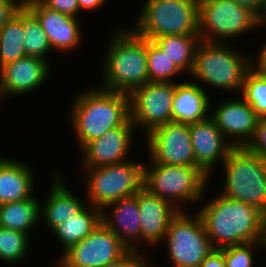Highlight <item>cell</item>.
Wrapping results in <instances>:
<instances>
[{
    "instance_id": "cell-26",
    "label": "cell",
    "mask_w": 266,
    "mask_h": 267,
    "mask_svg": "<svg viewBox=\"0 0 266 267\" xmlns=\"http://www.w3.org/2000/svg\"><path fill=\"white\" fill-rule=\"evenodd\" d=\"M182 72L191 73L199 35H169L153 39Z\"/></svg>"
},
{
    "instance_id": "cell-38",
    "label": "cell",
    "mask_w": 266,
    "mask_h": 267,
    "mask_svg": "<svg viewBox=\"0 0 266 267\" xmlns=\"http://www.w3.org/2000/svg\"><path fill=\"white\" fill-rule=\"evenodd\" d=\"M258 54V58L256 57L255 61L252 58L251 67L266 79V42Z\"/></svg>"
},
{
    "instance_id": "cell-29",
    "label": "cell",
    "mask_w": 266,
    "mask_h": 267,
    "mask_svg": "<svg viewBox=\"0 0 266 267\" xmlns=\"http://www.w3.org/2000/svg\"><path fill=\"white\" fill-rule=\"evenodd\" d=\"M147 67L149 82L172 83L174 82L173 77L182 72L153 40L148 39Z\"/></svg>"
},
{
    "instance_id": "cell-13",
    "label": "cell",
    "mask_w": 266,
    "mask_h": 267,
    "mask_svg": "<svg viewBox=\"0 0 266 267\" xmlns=\"http://www.w3.org/2000/svg\"><path fill=\"white\" fill-rule=\"evenodd\" d=\"M145 135L149 159L154 163L196 166L190 125L172 121Z\"/></svg>"
},
{
    "instance_id": "cell-18",
    "label": "cell",
    "mask_w": 266,
    "mask_h": 267,
    "mask_svg": "<svg viewBox=\"0 0 266 267\" xmlns=\"http://www.w3.org/2000/svg\"><path fill=\"white\" fill-rule=\"evenodd\" d=\"M40 21L51 44L52 51H70L81 41L82 31L78 18L45 6L40 0H27L25 5Z\"/></svg>"
},
{
    "instance_id": "cell-40",
    "label": "cell",
    "mask_w": 266,
    "mask_h": 267,
    "mask_svg": "<svg viewBox=\"0 0 266 267\" xmlns=\"http://www.w3.org/2000/svg\"><path fill=\"white\" fill-rule=\"evenodd\" d=\"M106 0H78L79 9L81 10H97L104 5Z\"/></svg>"
},
{
    "instance_id": "cell-7",
    "label": "cell",
    "mask_w": 266,
    "mask_h": 267,
    "mask_svg": "<svg viewBox=\"0 0 266 267\" xmlns=\"http://www.w3.org/2000/svg\"><path fill=\"white\" fill-rule=\"evenodd\" d=\"M149 161V165L144 164L143 187L151 194L174 203L179 210H183L179 207L181 202L184 204L202 201L211 177H208L199 167Z\"/></svg>"
},
{
    "instance_id": "cell-37",
    "label": "cell",
    "mask_w": 266,
    "mask_h": 267,
    "mask_svg": "<svg viewBox=\"0 0 266 267\" xmlns=\"http://www.w3.org/2000/svg\"><path fill=\"white\" fill-rule=\"evenodd\" d=\"M199 267H227L224 254L219 249H214Z\"/></svg>"
},
{
    "instance_id": "cell-31",
    "label": "cell",
    "mask_w": 266,
    "mask_h": 267,
    "mask_svg": "<svg viewBox=\"0 0 266 267\" xmlns=\"http://www.w3.org/2000/svg\"><path fill=\"white\" fill-rule=\"evenodd\" d=\"M29 235L0 227V260L15 263L23 260L29 249Z\"/></svg>"
},
{
    "instance_id": "cell-24",
    "label": "cell",
    "mask_w": 266,
    "mask_h": 267,
    "mask_svg": "<svg viewBox=\"0 0 266 267\" xmlns=\"http://www.w3.org/2000/svg\"><path fill=\"white\" fill-rule=\"evenodd\" d=\"M101 217L102 211L100 209L87 204L77 216H72L56 226L52 233L62 244V254L71 246L85 239L101 222Z\"/></svg>"
},
{
    "instance_id": "cell-22",
    "label": "cell",
    "mask_w": 266,
    "mask_h": 267,
    "mask_svg": "<svg viewBox=\"0 0 266 267\" xmlns=\"http://www.w3.org/2000/svg\"><path fill=\"white\" fill-rule=\"evenodd\" d=\"M208 93L195 82H175L172 121L194 124L210 117Z\"/></svg>"
},
{
    "instance_id": "cell-19",
    "label": "cell",
    "mask_w": 266,
    "mask_h": 267,
    "mask_svg": "<svg viewBox=\"0 0 266 267\" xmlns=\"http://www.w3.org/2000/svg\"><path fill=\"white\" fill-rule=\"evenodd\" d=\"M140 213L141 241L159 245L164 241L172 218L180 211L171 202L151 194L142 187L136 194Z\"/></svg>"
},
{
    "instance_id": "cell-15",
    "label": "cell",
    "mask_w": 266,
    "mask_h": 267,
    "mask_svg": "<svg viewBox=\"0 0 266 267\" xmlns=\"http://www.w3.org/2000/svg\"><path fill=\"white\" fill-rule=\"evenodd\" d=\"M220 103L210 117L225 139L228 136L227 139L233 140V147H246L254 136L260 118L242 97Z\"/></svg>"
},
{
    "instance_id": "cell-21",
    "label": "cell",
    "mask_w": 266,
    "mask_h": 267,
    "mask_svg": "<svg viewBox=\"0 0 266 267\" xmlns=\"http://www.w3.org/2000/svg\"><path fill=\"white\" fill-rule=\"evenodd\" d=\"M61 178L55 169L49 196L44 204H40V221L43 219L51 231L70 217L77 216L88 204L75 196Z\"/></svg>"
},
{
    "instance_id": "cell-32",
    "label": "cell",
    "mask_w": 266,
    "mask_h": 267,
    "mask_svg": "<svg viewBox=\"0 0 266 267\" xmlns=\"http://www.w3.org/2000/svg\"><path fill=\"white\" fill-rule=\"evenodd\" d=\"M266 248V242H249L219 249L224 254L227 267H253L254 248Z\"/></svg>"
},
{
    "instance_id": "cell-1",
    "label": "cell",
    "mask_w": 266,
    "mask_h": 267,
    "mask_svg": "<svg viewBox=\"0 0 266 267\" xmlns=\"http://www.w3.org/2000/svg\"><path fill=\"white\" fill-rule=\"evenodd\" d=\"M199 209L214 249L266 242V215L253 205L219 193Z\"/></svg>"
},
{
    "instance_id": "cell-27",
    "label": "cell",
    "mask_w": 266,
    "mask_h": 267,
    "mask_svg": "<svg viewBox=\"0 0 266 267\" xmlns=\"http://www.w3.org/2000/svg\"><path fill=\"white\" fill-rule=\"evenodd\" d=\"M25 56L21 7L0 29V68Z\"/></svg>"
},
{
    "instance_id": "cell-34",
    "label": "cell",
    "mask_w": 266,
    "mask_h": 267,
    "mask_svg": "<svg viewBox=\"0 0 266 267\" xmlns=\"http://www.w3.org/2000/svg\"><path fill=\"white\" fill-rule=\"evenodd\" d=\"M140 251L129 250L123 257L120 259L107 264L103 267H148L146 256ZM147 262V263H146Z\"/></svg>"
},
{
    "instance_id": "cell-20",
    "label": "cell",
    "mask_w": 266,
    "mask_h": 267,
    "mask_svg": "<svg viewBox=\"0 0 266 267\" xmlns=\"http://www.w3.org/2000/svg\"><path fill=\"white\" fill-rule=\"evenodd\" d=\"M110 207H113L111 208L112 216L108 217L110 215L102 211L101 221L130 250H140L135 244L136 241L141 240L140 213L136 194L121 198L107 206V208Z\"/></svg>"
},
{
    "instance_id": "cell-33",
    "label": "cell",
    "mask_w": 266,
    "mask_h": 267,
    "mask_svg": "<svg viewBox=\"0 0 266 267\" xmlns=\"http://www.w3.org/2000/svg\"><path fill=\"white\" fill-rule=\"evenodd\" d=\"M246 148L266 160V122L260 118L252 140Z\"/></svg>"
},
{
    "instance_id": "cell-3",
    "label": "cell",
    "mask_w": 266,
    "mask_h": 267,
    "mask_svg": "<svg viewBox=\"0 0 266 267\" xmlns=\"http://www.w3.org/2000/svg\"><path fill=\"white\" fill-rule=\"evenodd\" d=\"M117 29L107 46L102 68L104 84L100 88L130 94L135 88L149 82L147 39L138 36L130 28Z\"/></svg>"
},
{
    "instance_id": "cell-36",
    "label": "cell",
    "mask_w": 266,
    "mask_h": 267,
    "mask_svg": "<svg viewBox=\"0 0 266 267\" xmlns=\"http://www.w3.org/2000/svg\"><path fill=\"white\" fill-rule=\"evenodd\" d=\"M19 9L20 7L13 0H0V29Z\"/></svg>"
},
{
    "instance_id": "cell-2",
    "label": "cell",
    "mask_w": 266,
    "mask_h": 267,
    "mask_svg": "<svg viewBox=\"0 0 266 267\" xmlns=\"http://www.w3.org/2000/svg\"><path fill=\"white\" fill-rule=\"evenodd\" d=\"M70 122L80 150L108 130L123 125L130 118V98L124 92L102 88L86 89L73 101Z\"/></svg>"
},
{
    "instance_id": "cell-5",
    "label": "cell",
    "mask_w": 266,
    "mask_h": 267,
    "mask_svg": "<svg viewBox=\"0 0 266 267\" xmlns=\"http://www.w3.org/2000/svg\"><path fill=\"white\" fill-rule=\"evenodd\" d=\"M131 29L148 40L199 35V0H147Z\"/></svg>"
},
{
    "instance_id": "cell-6",
    "label": "cell",
    "mask_w": 266,
    "mask_h": 267,
    "mask_svg": "<svg viewBox=\"0 0 266 267\" xmlns=\"http://www.w3.org/2000/svg\"><path fill=\"white\" fill-rule=\"evenodd\" d=\"M224 196L255 206L266 215V160L246 147H233L223 161Z\"/></svg>"
},
{
    "instance_id": "cell-35",
    "label": "cell",
    "mask_w": 266,
    "mask_h": 267,
    "mask_svg": "<svg viewBox=\"0 0 266 267\" xmlns=\"http://www.w3.org/2000/svg\"><path fill=\"white\" fill-rule=\"evenodd\" d=\"M48 8L67 14L73 17H78L80 14L78 0H40Z\"/></svg>"
},
{
    "instance_id": "cell-23",
    "label": "cell",
    "mask_w": 266,
    "mask_h": 267,
    "mask_svg": "<svg viewBox=\"0 0 266 267\" xmlns=\"http://www.w3.org/2000/svg\"><path fill=\"white\" fill-rule=\"evenodd\" d=\"M33 169L26 163L0 158V205L33 197Z\"/></svg>"
},
{
    "instance_id": "cell-4",
    "label": "cell",
    "mask_w": 266,
    "mask_h": 267,
    "mask_svg": "<svg viewBox=\"0 0 266 267\" xmlns=\"http://www.w3.org/2000/svg\"><path fill=\"white\" fill-rule=\"evenodd\" d=\"M233 48L228 42L200 41L190 76L215 88L240 94L252 57Z\"/></svg>"
},
{
    "instance_id": "cell-42",
    "label": "cell",
    "mask_w": 266,
    "mask_h": 267,
    "mask_svg": "<svg viewBox=\"0 0 266 267\" xmlns=\"http://www.w3.org/2000/svg\"><path fill=\"white\" fill-rule=\"evenodd\" d=\"M20 8L24 7L27 3V0H13Z\"/></svg>"
},
{
    "instance_id": "cell-28",
    "label": "cell",
    "mask_w": 266,
    "mask_h": 267,
    "mask_svg": "<svg viewBox=\"0 0 266 267\" xmlns=\"http://www.w3.org/2000/svg\"><path fill=\"white\" fill-rule=\"evenodd\" d=\"M22 22L26 56L48 61L47 56L52 52L50 41L38 18L26 6L22 7Z\"/></svg>"
},
{
    "instance_id": "cell-17",
    "label": "cell",
    "mask_w": 266,
    "mask_h": 267,
    "mask_svg": "<svg viewBox=\"0 0 266 267\" xmlns=\"http://www.w3.org/2000/svg\"><path fill=\"white\" fill-rule=\"evenodd\" d=\"M190 133L196 166L210 177L214 166L223 163L233 148L231 141L225 139L211 117L191 124Z\"/></svg>"
},
{
    "instance_id": "cell-14",
    "label": "cell",
    "mask_w": 266,
    "mask_h": 267,
    "mask_svg": "<svg viewBox=\"0 0 266 267\" xmlns=\"http://www.w3.org/2000/svg\"><path fill=\"white\" fill-rule=\"evenodd\" d=\"M135 125L129 118L123 125L112 128L101 137L87 143L81 152L83 156L82 169L96 168L128 160L131 149V140Z\"/></svg>"
},
{
    "instance_id": "cell-30",
    "label": "cell",
    "mask_w": 266,
    "mask_h": 267,
    "mask_svg": "<svg viewBox=\"0 0 266 267\" xmlns=\"http://www.w3.org/2000/svg\"><path fill=\"white\" fill-rule=\"evenodd\" d=\"M240 94L259 118L266 115V79L252 67L245 74Z\"/></svg>"
},
{
    "instance_id": "cell-25",
    "label": "cell",
    "mask_w": 266,
    "mask_h": 267,
    "mask_svg": "<svg viewBox=\"0 0 266 267\" xmlns=\"http://www.w3.org/2000/svg\"><path fill=\"white\" fill-rule=\"evenodd\" d=\"M40 200L35 196L0 205V227L29 235L40 220Z\"/></svg>"
},
{
    "instance_id": "cell-12",
    "label": "cell",
    "mask_w": 266,
    "mask_h": 267,
    "mask_svg": "<svg viewBox=\"0 0 266 267\" xmlns=\"http://www.w3.org/2000/svg\"><path fill=\"white\" fill-rule=\"evenodd\" d=\"M130 249L101 221L78 244L59 258L58 267H103L123 257Z\"/></svg>"
},
{
    "instance_id": "cell-41",
    "label": "cell",
    "mask_w": 266,
    "mask_h": 267,
    "mask_svg": "<svg viewBox=\"0 0 266 267\" xmlns=\"http://www.w3.org/2000/svg\"><path fill=\"white\" fill-rule=\"evenodd\" d=\"M259 19H260L261 26L266 24V0H265V4H264L263 10H262V13L259 16Z\"/></svg>"
},
{
    "instance_id": "cell-9",
    "label": "cell",
    "mask_w": 266,
    "mask_h": 267,
    "mask_svg": "<svg viewBox=\"0 0 266 267\" xmlns=\"http://www.w3.org/2000/svg\"><path fill=\"white\" fill-rule=\"evenodd\" d=\"M198 18L200 41L206 42L225 43L261 26L255 11L233 0H199Z\"/></svg>"
},
{
    "instance_id": "cell-8",
    "label": "cell",
    "mask_w": 266,
    "mask_h": 267,
    "mask_svg": "<svg viewBox=\"0 0 266 267\" xmlns=\"http://www.w3.org/2000/svg\"><path fill=\"white\" fill-rule=\"evenodd\" d=\"M88 204L105 211L121 198L138 193L143 187L144 163L127 160L121 163L85 168ZM89 200V201H88Z\"/></svg>"
},
{
    "instance_id": "cell-11",
    "label": "cell",
    "mask_w": 266,
    "mask_h": 267,
    "mask_svg": "<svg viewBox=\"0 0 266 267\" xmlns=\"http://www.w3.org/2000/svg\"><path fill=\"white\" fill-rule=\"evenodd\" d=\"M175 82H147L130 94V119L136 128L148 134L158 126L172 122Z\"/></svg>"
},
{
    "instance_id": "cell-43",
    "label": "cell",
    "mask_w": 266,
    "mask_h": 267,
    "mask_svg": "<svg viewBox=\"0 0 266 267\" xmlns=\"http://www.w3.org/2000/svg\"><path fill=\"white\" fill-rule=\"evenodd\" d=\"M262 119L266 122V115Z\"/></svg>"
},
{
    "instance_id": "cell-39",
    "label": "cell",
    "mask_w": 266,
    "mask_h": 267,
    "mask_svg": "<svg viewBox=\"0 0 266 267\" xmlns=\"http://www.w3.org/2000/svg\"><path fill=\"white\" fill-rule=\"evenodd\" d=\"M234 2L247 6L251 8L253 11H255L259 16L262 13L265 0H233Z\"/></svg>"
},
{
    "instance_id": "cell-10",
    "label": "cell",
    "mask_w": 266,
    "mask_h": 267,
    "mask_svg": "<svg viewBox=\"0 0 266 267\" xmlns=\"http://www.w3.org/2000/svg\"><path fill=\"white\" fill-rule=\"evenodd\" d=\"M183 211L172 218L164 237L169 259L174 267H199L214 247L199 213L190 217Z\"/></svg>"
},
{
    "instance_id": "cell-16",
    "label": "cell",
    "mask_w": 266,
    "mask_h": 267,
    "mask_svg": "<svg viewBox=\"0 0 266 267\" xmlns=\"http://www.w3.org/2000/svg\"><path fill=\"white\" fill-rule=\"evenodd\" d=\"M50 61L25 56L0 68V98L8 95H25L35 91L47 81Z\"/></svg>"
}]
</instances>
